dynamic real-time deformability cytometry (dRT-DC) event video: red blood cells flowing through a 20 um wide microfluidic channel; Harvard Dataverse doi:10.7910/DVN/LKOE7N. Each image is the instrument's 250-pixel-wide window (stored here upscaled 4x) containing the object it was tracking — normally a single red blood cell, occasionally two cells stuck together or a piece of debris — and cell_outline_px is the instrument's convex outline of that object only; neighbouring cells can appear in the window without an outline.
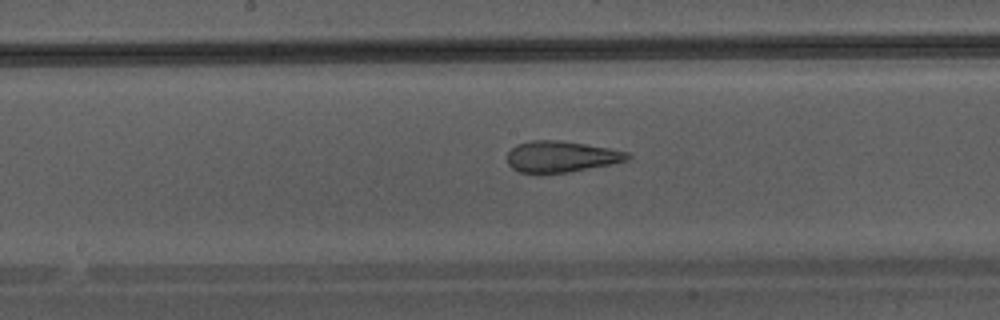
{"species": "Egyptian fruit bat (a non-hibernating species)", "species_latin": "Rousettus aegyptiacus", "temperature_condition": "warm", "stored_images_in_passage": 24, "camera_frame_rate_fps": 3000, "um_per_image_px": 0.085, "animal": {"sex": "male"}, "frame": {"image": 1, "passage_image": 11, "time_ms": 3.333, "image_size_px": [1000, 320], "cell_outline_px": [[632, 156], [628, 160], [612, 164], [568, 172], [540, 176], [520, 172], [512, 168], [508, 164], [508, 152], [516, 144], [532, 140], [564, 140], [608, 148], [628, 152]], "centroid_in_image_um": [47.67, 13.34], "position_along_channel_um": 200.5, "area_um2": 22.43}}